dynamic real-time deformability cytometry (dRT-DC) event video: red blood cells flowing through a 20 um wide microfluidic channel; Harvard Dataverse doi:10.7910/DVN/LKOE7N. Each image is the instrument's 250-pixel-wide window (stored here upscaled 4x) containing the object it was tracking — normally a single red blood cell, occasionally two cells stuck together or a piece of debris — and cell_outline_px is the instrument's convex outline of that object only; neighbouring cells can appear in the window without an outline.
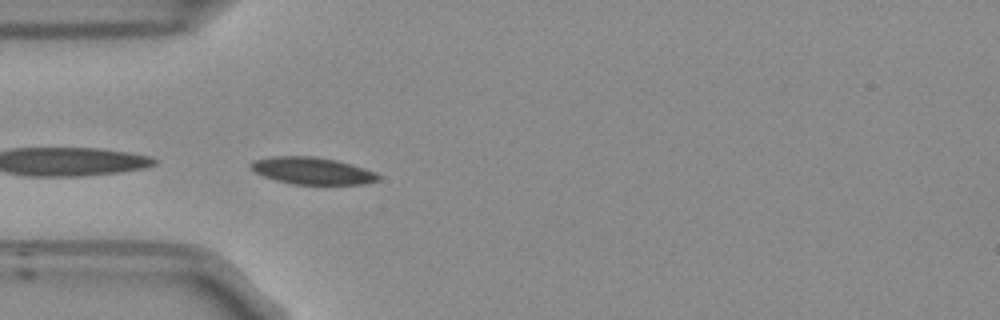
{"species": "Egyptian fruit bat (a non-hibernating species)", "species_latin": "Rousettus aegyptiacus", "temperature_condition": "room temperature", "stored_images_in_passage": 26, "camera_frame_rate_fps": 3000, "um_per_image_px": 0.085, "frame": {"image": 1, "passage_image": 1, "time_ms": 0.0, "image_size_px": [1000, 320], "cell_outline_px": [[380, 176], [376, 180], [360, 184], [292, 184], [276, 180], [264, 176], [248, 168], [248, 164], [252, 160], [272, 156], [312, 156], [336, 160], [364, 168], [376, 172]], "centroid_in_image_um": [26.46, 14.5], "position_along_channel_um": 58.5, "area_um2": 20.0}}
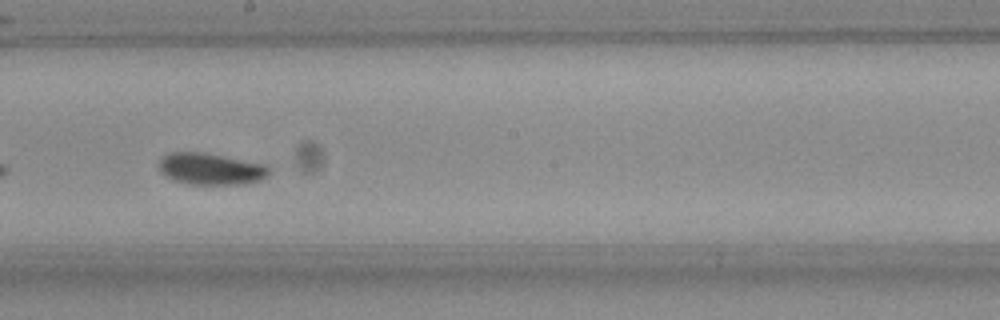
{"frame": {"image": 2, "passage_image": 15, "time_ms": 4.667, "image_size_px": [1000, 320], "cell_outline_px": [[268, 172], [260, 180], [244, 184], [192, 184], [176, 180], [168, 176], [156, 164], [164, 156], [172, 152], [200, 152], [264, 164], [268, 168]], "centroid_in_image_um": [17.9, 14.35], "position_along_channel_um": 230.3, "area_um2": 19.65}, "authors_computed_cell_mechanics": {"area_um2": 19.9988, "velocity_mm_per_s": 3.7189, "shape_relaxation_time_tau1_ms": 3.7855, "shape_relaxation_time_tau2_ms": null, "deformation_change_tau1": 0.1037, "deformation_change_tau2": null}}